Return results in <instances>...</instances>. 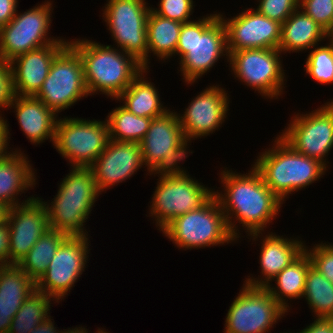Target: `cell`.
<instances>
[{"label":"cell","instance_id":"1","mask_svg":"<svg viewBox=\"0 0 333 333\" xmlns=\"http://www.w3.org/2000/svg\"><path fill=\"white\" fill-rule=\"evenodd\" d=\"M228 168H220L218 178L222 188L214 190V195L220 203L231 234L239 242L245 237L240 233L243 230L247 235L268 231L266 229L273 224L284 203L266 186L252 164L246 173Z\"/></svg>","mask_w":333,"mask_h":333},{"label":"cell","instance_id":"2","mask_svg":"<svg viewBox=\"0 0 333 333\" xmlns=\"http://www.w3.org/2000/svg\"><path fill=\"white\" fill-rule=\"evenodd\" d=\"M196 19L182 24L174 55H178L182 82L193 87L219 60L229 62L226 28L217 10Z\"/></svg>","mask_w":333,"mask_h":333},{"label":"cell","instance_id":"3","mask_svg":"<svg viewBox=\"0 0 333 333\" xmlns=\"http://www.w3.org/2000/svg\"><path fill=\"white\" fill-rule=\"evenodd\" d=\"M78 51L87 91L116 99L144 70L142 64L122 50L85 38L68 39Z\"/></svg>","mask_w":333,"mask_h":333},{"label":"cell","instance_id":"4","mask_svg":"<svg viewBox=\"0 0 333 333\" xmlns=\"http://www.w3.org/2000/svg\"><path fill=\"white\" fill-rule=\"evenodd\" d=\"M276 136L272 146L269 144V148L259 152L252 165L266 186L285 204L290 195L317 183L330 168L298 153L278 134Z\"/></svg>","mask_w":333,"mask_h":333},{"label":"cell","instance_id":"5","mask_svg":"<svg viewBox=\"0 0 333 333\" xmlns=\"http://www.w3.org/2000/svg\"><path fill=\"white\" fill-rule=\"evenodd\" d=\"M54 198L45 201L50 229L68 236H89L86 222L101 193L90 167H70ZM44 200V201H43Z\"/></svg>","mask_w":333,"mask_h":333},{"label":"cell","instance_id":"6","mask_svg":"<svg viewBox=\"0 0 333 333\" xmlns=\"http://www.w3.org/2000/svg\"><path fill=\"white\" fill-rule=\"evenodd\" d=\"M160 232L184 251L238 244L215 195L200 208L173 219Z\"/></svg>","mask_w":333,"mask_h":333},{"label":"cell","instance_id":"7","mask_svg":"<svg viewBox=\"0 0 333 333\" xmlns=\"http://www.w3.org/2000/svg\"><path fill=\"white\" fill-rule=\"evenodd\" d=\"M53 0H45L25 12H16L14 18L0 27V58L10 62L19 55L49 44H68L64 37L50 34Z\"/></svg>","mask_w":333,"mask_h":333},{"label":"cell","instance_id":"8","mask_svg":"<svg viewBox=\"0 0 333 333\" xmlns=\"http://www.w3.org/2000/svg\"><path fill=\"white\" fill-rule=\"evenodd\" d=\"M282 55L279 49L238 50L229 54L228 67L234 80L253 89L265 100H277L282 98L287 87Z\"/></svg>","mask_w":333,"mask_h":333},{"label":"cell","instance_id":"9","mask_svg":"<svg viewBox=\"0 0 333 333\" xmlns=\"http://www.w3.org/2000/svg\"><path fill=\"white\" fill-rule=\"evenodd\" d=\"M110 141L106 118L60 116L56 123L53 148L70 167H90Z\"/></svg>","mask_w":333,"mask_h":333},{"label":"cell","instance_id":"10","mask_svg":"<svg viewBox=\"0 0 333 333\" xmlns=\"http://www.w3.org/2000/svg\"><path fill=\"white\" fill-rule=\"evenodd\" d=\"M149 5L146 0H106L101 8L102 19L115 43L109 46L134 56L146 69Z\"/></svg>","mask_w":333,"mask_h":333},{"label":"cell","instance_id":"11","mask_svg":"<svg viewBox=\"0 0 333 333\" xmlns=\"http://www.w3.org/2000/svg\"><path fill=\"white\" fill-rule=\"evenodd\" d=\"M147 211L159 232L173 219L203 206L214 188L205 186L191 175L158 177Z\"/></svg>","mask_w":333,"mask_h":333},{"label":"cell","instance_id":"12","mask_svg":"<svg viewBox=\"0 0 333 333\" xmlns=\"http://www.w3.org/2000/svg\"><path fill=\"white\" fill-rule=\"evenodd\" d=\"M88 96L81 58L68 43L55 56L48 76L35 97L59 116L62 111Z\"/></svg>","mask_w":333,"mask_h":333},{"label":"cell","instance_id":"13","mask_svg":"<svg viewBox=\"0 0 333 333\" xmlns=\"http://www.w3.org/2000/svg\"><path fill=\"white\" fill-rule=\"evenodd\" d=\"M279 136L294 150L315 158L329 168L333 149V101L327 100L311 112H294Z\"/></svg>","mask_w":333,"mask_h":333},{"label":"cell","instance_id":"14","mask_svg":"<svg viewBox=\"0 0 333 333\" xmlns=\"http://www.w3.org/2000/svg\"><path fill=\"white\" fill-rule=\"evenodd\" d=\"M227 310L224 333H269L287 313L264 287L243 284Z\"/></svg>","mask_w":333,"mask_h":333},{"label":"cell","instance_id":"15","mask_svg":"<svg viewBox=\"0 0 333 333\" xmlns=\"http://www.w3.org/2000/svg\"><path fill=\"white\" fill-rule=\"evenodd\" d=\"M89 237L69 235L62 241L45 274L36 283L38 291L53 298L57 304L64 301L88 266Z\"/></svg>","mask_w":333,"mask_h":333},{"label":"cell","instance_id":"16","mask_svg":"<svg viewBox=\"0 0 333 333\" xmlns=\"http://www.w3.org/2000/svg\"><path fill=\"white\" fill-rule=\"evenodd\" d=\"M221 86L222 84L206 86L192 97L183 112H177L184 136L206 138L223 127L228 119L231 98L229 91Z\"/></svg>","mask_w":333,"mask_h":333},{"label":"cell","instance_id":"17","mask_svg":"<svg viewBox=\"0 0 333 333\" xmlns=\"http://www.w3.org/2000/svg\"><path fill=\"white\" fill-rule=\"evenodd\" d=\"M227 34L228 53L246 49H279L281 23L260 14L253 7L235 16L218 12ZM226 17V18H225Z\"/></svg>","mask_w":333,"mask_h":333},{"label":"cell","instance_id":"18","mask_svg":"<svg viewBox=\"0 0 333 333\" xmlns=\"http://www.w3.org/2000/svg\"><path fill=\"white\" fill-rule=\"evenodd\" d=\"M246 237L249 239L248 242L252 240V244L253 242L257 244L256 241L259 240L261 243V245L258 244L261 246L259 247V268L261 270L259 272L261 275L256 277V275L251 274L243 279V284L250 287L265 288L276 275L305 251L306 241H303L299 236L288 238L287 236L284 237L275 232L267 231L251 233L246 235Z\"/></svg>","mask_w":333,"mask_h":333},{"label":"cell","instance_id":"19","mask_svg":"<svg viewBox=\"0 0 333 333\" xmlns=\"http://www.w3.org/2000/svg\"><path fill=\"white\" fill-rule=\"evenodd\" d=\"M10 235L9 264H18L48 230L49 221L40 197L11 208L8 215Z\"/></svg>","mask_w":333,"mask_h":333},{"label":"cell","instance_id":"20","mask_svg":"<svg viewBox=\"0 0 333 333\" xmlns=\"http://www.w3.org/2000/svg\"><path fill=\"white\" fill-rule=\"evenodd\" d=\"M143 166L140 143L110 140L90 168L102 194L130 180Z\"/></svg>","mask_w":333,"mask_h":333},{"label":"cell","instance_id":"21","mask_svg":"<svg viewBox=\"0 0 333 333\" xmlns=\"http://www.w3.org/2000/svg\"><path fill=\"white\" fill-rule=\"evenodd\" d=\"M67 44H49L10 61L16 95L36 96L48 76L55 56Z\"/></svg>","mask_w":333,"mask_h":333},{"label":"cell","instance_id":"22","mask_svg":"<svg viewBox=\"0 0 333 333\" xmlns=\"http://www.w3.org/2000/svg\"><path fill=\"white\" fill-rule=\"evenodd\" d=\"M184 137L177 111L168 110L152 119L150 127L140 142L142 162L147 167L146 176L163 158L173 154Z\"/></svg>","mask_w":333,"mask_h":333},{"label":"cell","instance_id":"23","mask_svg":"<svg viewBox=\"0 0 333 333\" xmlns=\"http://www.w3.org/2000/svg\"><path fill=\"white\" fill-rule=\"evenodd\" d=\"M30 162L24 151H11L0 160V202L12 208L35 198V194L22 201L18 198L36 187L37 172Z\"/></svg>","mask_w":333,"mask_h":333},{"label":"cell","instance_id":"24","mask_svg":"<svg viewBox=\"0 0 333 333\" xmlns=\"http://www.w3.org/2000/svg\"><path fill=\"white\" fill-rule=\"evenodd\" d=\"M14 109L21 131L31 144L40 146L46 140L54 145L57 116L35 96L16 95L8 110Z\"/></svg>","mask_w":333,"mask_h":333},{"label":"cell","instance_id":"25","mask_svg":"<svg viewBox=\"0 0 333 333\" xmlns=\"http://www.w3.org/2000/svg\"><path fill=\"white\" fill-rule=\"evenodd\" d=\"M36 289V283L17 265L0 266V333H8L13 317Z\"/></svg>","mask_w":333,"mask_h":333},{"label":"cell","instance_id":"26","mask_svg":"<svg viewBox=\"0 0 333 333\" xmlns=\"http://www.w3.org/2000/svg\"><path fill=\"white\" fill-rule=\"evenodd\" d=\"M330 35L300 8L281 24L279 50L282 54L308 52ZM301 51V52H300Z\"/></svg>","mask_w":333,"mask_h":333},{"label":"cell","instance_id":"27","mask_svg":"<svg viewBox=\"0 0 333 333\" xmlns=\"http://www.w3.org/2000/svg\"><path fill=\"white\" fill-rule=\"evenodd\" d=\"M150 70L144 68L115 102L119 101L123 107L137 116L154 119L165 114L170 107L164 106L155 84L151 82L150 77L147 78Z\"/></svg>","mask_w":333,"mask_h":333},{"label":"cell","instance_id":"28","mask_svg":"<svg viewBox=\"0 0 333 333\" xmlns=\"http://www.w3.org/2000/svg\"><path fill=\"white\" fill-rule=\"evenodd\" d=\"M311 265V259L304 251L265 287L287 313L292 310V305L289 304L292 300L303 299L306 276ZM273 281L275 284H272Z\"/></svg>","mask_w":333,"mask_h":333},{"label":"cell","instance_id":"29","mask_svg":"<svg viewBox=\"0 0 333 333\" xmlns=\"http://www.w3.org/2000/svg\"><path fill=\"white\" fill-rule=\"evenodd\" d=\"M182 24L161 17L151 9L147 18V69L151 67V55L156 56L158 61H163L162 63L174 57Z\"/></svg>","mask_w":333,"mask_h":333},{"label":"cell","instance_id":"30","mask_svg":"<svg viewBox=\"0 0 333 333\" xmlns=\"http://www.w3.org/2000/svg\"><path fill=\"white\" fill-rule=\"evenodd\" d=\"M68 235L50 229L42 235L17 264L35 283L45 274L50 260Z\"/></svg>","mask_w":333,"mask_h":333},{"label":"cell","instance_id":"31","mask_svg":"<svg viewBox=\"0 0 333 333\" xmlns=\"http://www.w3.org/2000/svg\"><path fill=\"white\" fill-rule=\"evenodd\" d=\"M106 120L110 140L140 143L150 127L152 118L137 116L120 103L108 113Z\"/></svg>","mask_w":333,"mask_h":333},{"label":"cell","instance_id":"32","mask_svg":"<svg viewBox=\"0 0 333 333\" xmlns=\"http://www.w3.org/2000/svg\"><path fill=\"white\" fill-rule=\"evenodd\" d=\"M56 303L53 298L35 289L13 317L8 333H29L50 316V306Z\"/></svg>","mask_w":333,"mask_h":333},{"label":"cell","instance_id":"33","mask_svg":"<svg viewBox=\"0 0 333 333\" xmlns=\"http://www.w3.org/2000/svg\"><path fill=\"white\" fill-rule=\"evenodd\" d=\"M304 298L313 317L333 318V283L312 265L306 276Z\"/></svg>","mask_w":333,"mask_h":333},{"label":"cell","instance_id":"34","mask_svg":"<svg viewBox=\"0 0 333 333\" xmlns=\"http://www.w3.org/2000/svg\"><path fill=\"white\" fill-rule=\"evenodd\" d=\"M328 41V42H327ZM325 44V45H323ZM305 60L304 71L317 84L330 85L333 83V37L326 43L319 44L309 50Z\"/></svg>","mask_w":333,"mask_h":333},{"label":"cell","instance_id":"35","mask_svg":"<svg viewBox=\"0 0 333 333\" xmlns=\"http://www.w3.org/2000/svg\"><path fill=\"white\" fill-rule=\"evenodd\" d=\"M193 140H197V138L184 136L179 141L174 153L157 163V165L149 172V176L167 177L190 175L188 170H185V167H182V165L183 161L185 162V159L188 158L190 154L194 153V151L189 148V145H191Z\"/></svg>","mask_w":333,"mask_h":333},{"label":"cell","instance_id":"36","mask_svg":"<svg viewBox=\"0 0 333 333\" xmlns=\"http://www.w3.org/2000/svg\"><path fill=\"white\" fill-rule=\"evenodd\" d=\"M299 8L333 37V0H300Z\"/></svg>","mask_w":333,"mask_h":333},{"label":"cell","instance_id":"37","mask_svg":"<svg viewBox=\"0 0 333 333\" xmlns=\"http://www.w3.org/2000/svg\"><path fill=\"white\" fill-rule=\"evenodd\" d=\"M195 1L193 0H160L157 7L151 9L161 17L176 20L181 23L192 21Z\"/></svg>","mask_w":333,"mask_h":333},{"label":"cell","instance_id":"38","mask_svg":"<svg viewBox=\"0 0 333 333\" xmlns=\"http://www.w3.org/2000/svg\"><path fill=\"white\" fill-rule=\"evenodd\" d=\"M323 242L313 243L311 247L305 244V251L312 266L333 283V246L329 242Z\"/></svg>","mask_w":333,"mask_h":333},{"label":"cell","instance_id":"39","mask_svg":"<svg viewBox=\"0 0 333 333\" xmlns=\"http://www.w3.org/2000/svg\"><path fill=\"white\" fill-rule=\"evenodd\" d=\"M256 9L271 20L283 23L293 12L299 9L300 0H257Z\"/></svg>","mask_w":333,"mask_h":333},{"label":"cell","instance_id":"40","mask_svg":"<svg viewBox=\"0 0 333 333\" xmlns=\"http://www.w3.org/2000/svg\"><path fill=\"white\" fill-rule=\"evenodd\" d=\"M15 97L11 65L0 58V117H3L1 110H8Z\"/></svg>","mask_w":333,"mask_h":333},{"label":"cell","instance_id":"41","mask_svg":"<svg viewBox=\"0 0 333 333\" xmlns=\"http://www.w3.org/2000/svg\"><path fill=\"white\" fill-rule=\"evenodd\" d=\"M313 319L312 323L296 333H333V318L314 317Z\"/></svg>","mask_w":333,"mask_h":333},{"label":"cell","instance_id":"42","mask_svg":"<svg viewBox=\"0 0 333 333\" xmlns=\"http://www.w3.org/2000/svg\"><path fill=\"white\" fill-rule=\"evenodd\" d=\"M4 117H0V160L3 159L9 152L11 151H22L21 148H10L9 143L11 140V134H10V126L7 123V119ZM10 139V140H9ZM12 149V150H11ZM10 150V151H8Z\"/></svg>","mask_w":333,"mask_h":333},{"label":"cell","instance_id":"43","mask_svg":"<svg viewBox=\"0 0 333 333\" xmlns=\"http://www.w3.org/2000/svg\"><path fill=\"white\" fill-rule=\"evenodd\" d=\"M19 0H0V27L7 25L16 15Z\"/></svg>","mask_w":333,"mask_h":333},{"label":"cell","instance_id":"44","mask_svg":"<svg viewBox=\"0 0 333 333\" xmlns=\"http://www.w3.org/2000/svg\"><path fill=\"white\" fill-rule=\"evenodd\" d=\"M10 235L8 222L0 224V266L9 264Z\"/></svg>","mask_w":333,"mask_h":333},{"label":"cell","instance_id":"45","mask_svg":"<svg viewBox=\"0 0 333 333\" xmlns=\"http://www.w3.org/2000/svg\"><path fill=\"white\" fill-rule=\"evenodd\" d=\"M53 317L49 316L46 320L37 325L36 328H33L29 333H63V330H59L58 327H55ZM58 328V329H57Z\"/></svg>","mask_w":333,"mask_h":333},{"label":"cell","instance_id":"46","mask_svg":"<svg viewBox=\"0 0 333 333\" xmlns=\"http://www.w3.org/2000/svg\"><path fill=\"white\" fill-rule=\"evenodd\" d=\"M11 207L4 202H0V224H4L8 221V215Z\"/></svg>","mask_w":333,"mask_h":333},{"label":"cell","instance_id":"47","mask_svg":"<svg viewBox=\"0 0 333 333\" xmlns=\"http://www.w3.org/2000/svg\"><path fill=\"white\" fill-rule=\"evenodd\" d=\"M90 333V331H88V329L86 328V326H76L75 328H67V329H63V333Z\"/></svg>","mask_w":333,"mask_h":333},{"label":"cell","instance_id":"48","mask_svg":"<svg viewBox=\"0 0 333 333\" xmlns=\"http://www.w3.org/2000/svg\"><path fill=\"white\" fill-rule=\"evenodd\" d=\"M105 328H99L98 327V329H97V331H96V333H110V332H108V330L106 331V329L104 330Z\"/></svg>","mask_w":333,"mask_h":333}]
</instances>
